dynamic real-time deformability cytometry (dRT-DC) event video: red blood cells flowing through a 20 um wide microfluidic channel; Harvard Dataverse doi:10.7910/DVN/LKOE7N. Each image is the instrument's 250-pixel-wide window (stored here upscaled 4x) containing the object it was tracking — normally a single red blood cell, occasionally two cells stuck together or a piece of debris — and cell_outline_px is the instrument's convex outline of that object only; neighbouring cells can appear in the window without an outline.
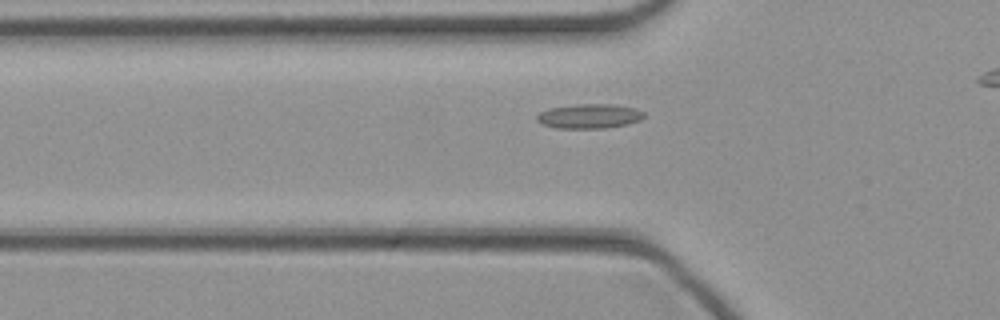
{"species": "common noctule bat (a hibernating species)", "species_latin": "Nyctalus noctula", "temperature_condition": "cold", "stored_images_in_passage": 36, "camera_frame_rate_fps": 3000, "um_per_image_px": 0.085, "animal": {"sex": "female", "body_mass_g": 21.9}, "frame": {"image": 1, "passage_image": 12, "time_ms": 3.667, "image_size_px": [1000, 320], "cell_outline_px": [[644, 116], [640, 120], [628, 124], [604, 128], [556, 128], [540, 124], [536, 120], [536, 116], [540, 112], [548, 108], [576, 104], [612, 104], [636, 108], [644, 112]], "centroid_in_image_um": [50.06, 9.87], "position_along_channel_um": 75.7, "area_um2": 15.43}}
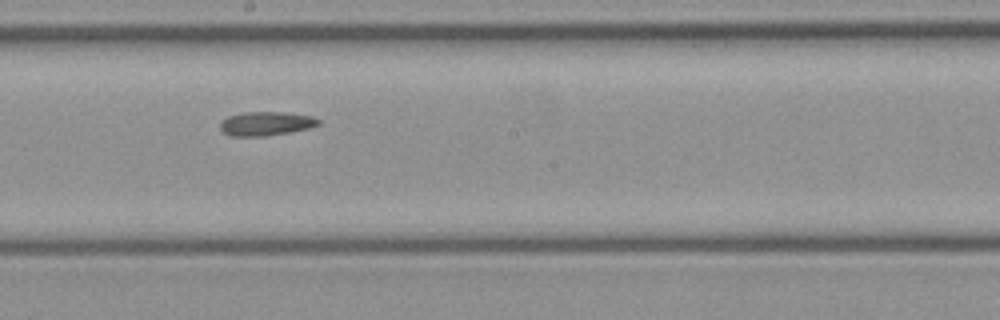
{"frame": {"image": 2, "passage_image": 22, "time_ms": 7.0, "image_size_px": [1000, 320], "cell_outline_px": [[320, 124], [308, 128], [288, 132], [264, 136], [232, 136], [224, 132], [220, 128], [220, 124], [228, 116], [244, 112], [284, 112], [312, 116], [320, 120]], "centroid_in_image_um": [22.62, 10.5], "position_along_channel_um": 225.6, "area_um2": 13.53}}
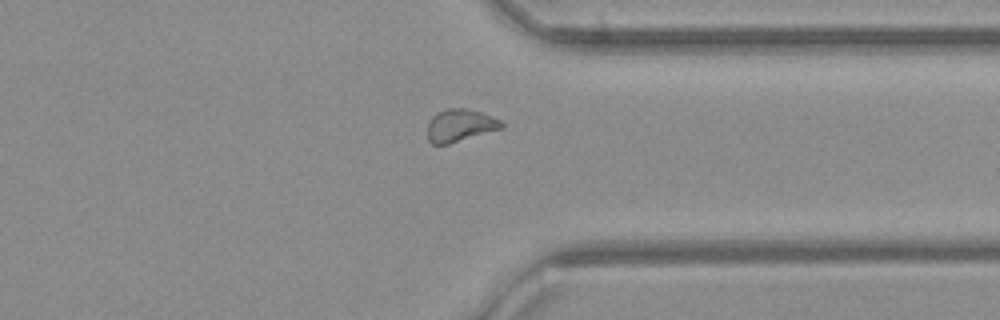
{"frame": {"image": 3, "passage_image": 32, "time_ms": 10.333, "image_size_px": [1000, 320], "cell_outline_px": [[504, 128], [448, 144], [432, 144], [428, 140], [428, 120], [436, 112], [448, 108], [464, 108], [480, 112], [500, 120], [504, 124]], "centroid_in_image_um": [39.09, 10.66], "position_along_channel_um": 372.3, "area_um2": 14.05}}